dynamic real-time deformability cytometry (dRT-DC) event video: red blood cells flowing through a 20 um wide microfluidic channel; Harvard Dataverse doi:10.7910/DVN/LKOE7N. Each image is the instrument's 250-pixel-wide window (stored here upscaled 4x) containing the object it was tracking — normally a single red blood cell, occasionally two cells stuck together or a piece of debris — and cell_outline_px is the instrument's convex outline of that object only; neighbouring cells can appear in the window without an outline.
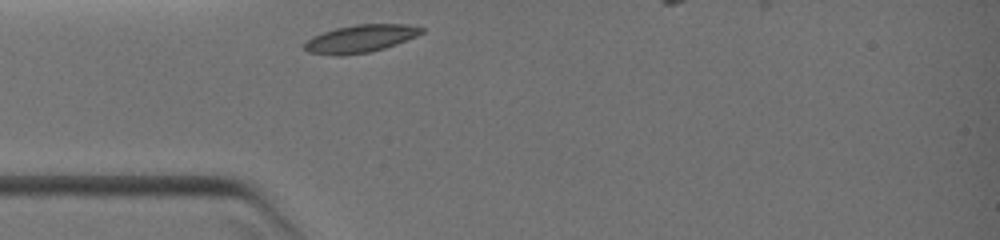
{"species": "common noctule bat (a hibernating species)", "species_latin": "Nyctalus noctula", "temperature_condition": "warm", "stored_images_in_passage": 2, "camera_frame_rate_fps": 3000, "um_per_image_px": 0.085, "animal": {"sex": "female", "body_mass_g": 19.0, "forearm_length_mm": 51.5}, "frame": {"image": 1, "passage_image": 1, "time_ms": 0.0, "image_size_px": [1000, 240], "cell_outline_px": [[424, 32], [416, 36], [396, 44], [384, 48], [368, 52], [344, 56], [340, 56], [308, 52], [304, 48], [304, 44], [312, 36], [336, 28], [356, 24], [408, 24], [424, 28]], "centroid_in_image_um": [30.64, 3.28], "position_along_channel_um": 54.4, "area_um2": 18.79}}